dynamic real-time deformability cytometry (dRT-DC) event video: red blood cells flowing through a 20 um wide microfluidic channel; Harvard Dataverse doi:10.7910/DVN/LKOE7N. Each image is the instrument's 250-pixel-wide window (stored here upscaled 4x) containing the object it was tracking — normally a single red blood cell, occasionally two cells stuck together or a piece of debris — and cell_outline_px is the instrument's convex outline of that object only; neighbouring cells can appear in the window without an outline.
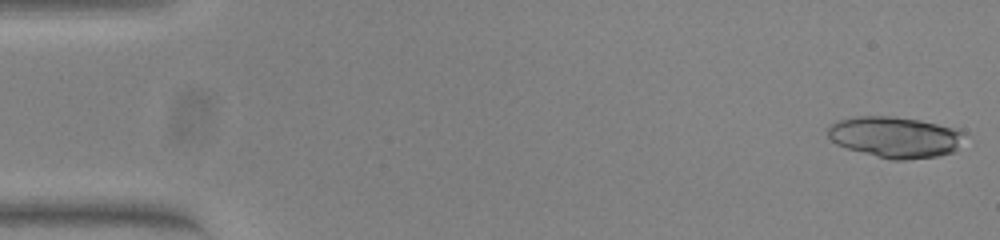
{"species": "common noctule bat (a hibernating species)", "species_latin": "Nyctalus noctula", "temperature_condition": "warm", "stored_images_in_passage": 52, "camera_frame_rate_fps": 3000, "um_per_image_px": 0.085, "animal": {"sex": "female", "body_mass_g": 23.0, "forearm_length_mm": 53.4}, "frame": {"image": 1, "passage_image": 1, "time_ms": 0.0, "image_size_px": [1000, 240], "cell_outline_px": [[968, 132], [956, 152], [936, 156], [904, 160], [892, 160], [848, 148], [836, 144], [828, 136], [828, 124], [840, 120], [856, 116], [896, 116], [920, 120], [960, 128]], "centroid_in_image_um": [76.17, 11.64], "position_along_channel_um": 8.8, "area_um2": 33.12}}
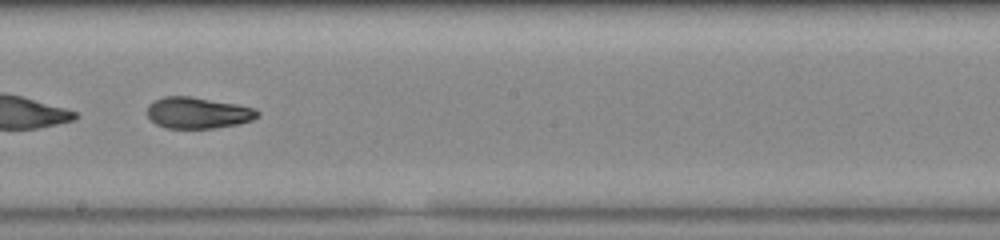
{"frame": {"image": 2, "passage_image": 30, "time_ms": 9.667, "image_size_px": [1000, 240], "cell_outline_px": [[260, 116], [252, 120], [236, 124], [212, 128], [164, 128], [156, 124], [148, 116], [148, 104], [164, 96], [192, 96], [236, 104], [256, 108], [260, 112]], "centroid_in_image_um": [16.84, 9.58], "position_along_channel_um": 231.4, "area_um2": 20.11}, "authors_computed_cell_mechanics": {"area_um2": 20.8369, "velocity_mm_per_s": 3.8496, "shape_relaxation_time_tau1_ms": 5.6726, "shape_relaxation_time_tau2_ms": 1.7139, "deformation_change_tau1": 0.2448, "deformation_change_tau2": 0.0829}}